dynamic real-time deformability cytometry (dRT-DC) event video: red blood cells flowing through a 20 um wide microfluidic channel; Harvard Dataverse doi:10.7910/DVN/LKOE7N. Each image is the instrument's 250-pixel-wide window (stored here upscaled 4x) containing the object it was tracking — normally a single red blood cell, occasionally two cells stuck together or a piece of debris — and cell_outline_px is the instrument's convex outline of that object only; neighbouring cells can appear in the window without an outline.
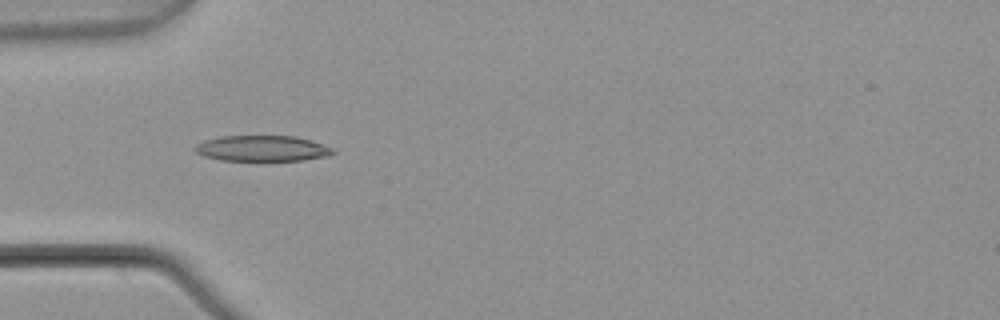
{"species": "common noctule bat (a hibernating species)", "species_latin": "Nyctalus noctula", "temperature_condition": "warm", "stored_images_in_passage": 7, "camera_frame_rate_fps": 3000, "um_per_image_px": 0.085, "animal": {"sex": "male", "body_mass_g": 21.5, "forearm_length_mm": 52.0}, "frame": {"image": 1, "passage_image": 5, "time_ms": 1.333, "image_size_px": [1000, 320], "cell_outline_px": [[336, 152], [328, 156], [304, 160], [220, 160], [204, 156], [196, 152], [192, 148], [196, 144], [204, 140], [220, 136], [296, 136], [312, 140], [332, 148]], "centroid_in_image_um": [22.28, 12.61], "position_along_channel_um": 62.7, "area_um2": 20.75}}
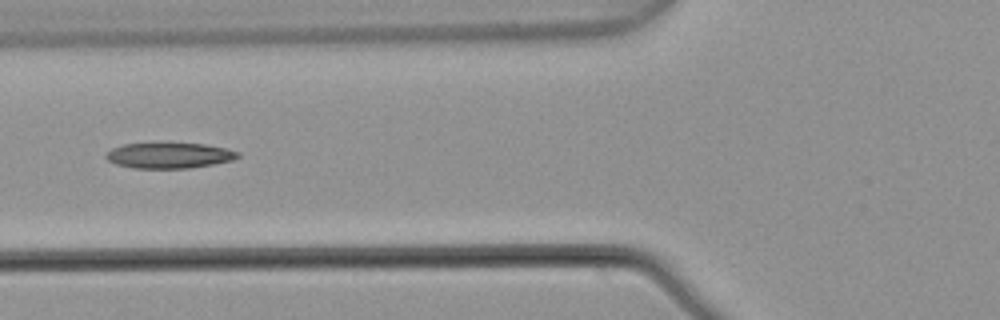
{"frame": {"image": 2, "passage_image": 6, "time_ms": 1.667, "image_size_px": [1000, 320], "cell_outline_px": [[240, 156], [232, 160], [212, 164], [188, 168], [132, 168], [116, 164], [108, 160], [104, 156], [112, 148], [124, 144], [204, 144], [224, 148], [240, 152]], "centroid_in_image_um": [14.37, 13.22], "position_along_channel_um": 111.4, "area_um2": 19.31}}
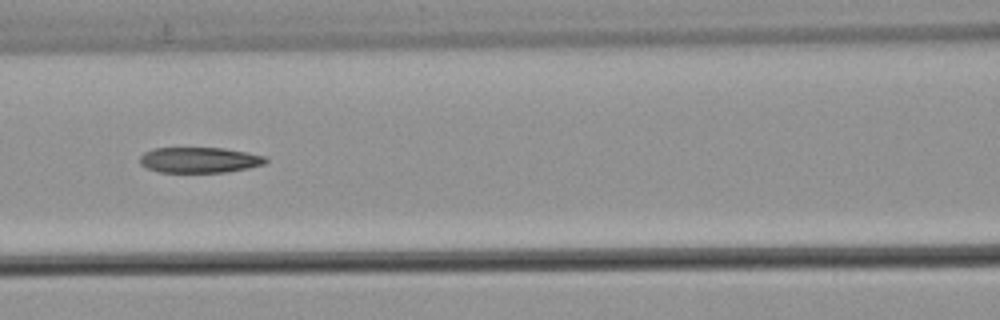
{"frame": {"image": 3, "passage_image": 7, "time_ms": 2.0, "image_size_px": [1000, 320], "cell_outline_px": [[268, 160], [264, 164], [248, 168], [224, 172], [160, 172], [144, 168], [140, 164], [140, 156], [144, 152], [152, 148], [224, 148], [248, 152], [268, 156]], "centroid_in_image_um": [16.95, 13.59], "position_along_channel_um": 149.6, "area_um2": 18.96}}